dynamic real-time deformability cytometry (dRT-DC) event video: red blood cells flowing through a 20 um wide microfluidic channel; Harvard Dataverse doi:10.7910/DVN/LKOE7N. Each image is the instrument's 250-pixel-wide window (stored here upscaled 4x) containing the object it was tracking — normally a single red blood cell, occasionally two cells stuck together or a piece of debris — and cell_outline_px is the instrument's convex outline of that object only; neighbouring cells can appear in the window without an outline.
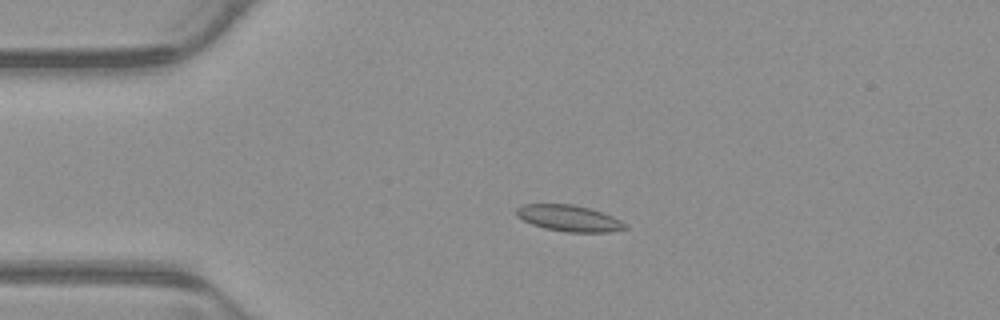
{"species": "common noctule bat (a hibernating species)", "species_latin": "Nyctalus noctula", "temperature_condition": "warm", "stored_images_in_passage": 53, "camera_frame_rate_fps": 3000, "um_per_image_px": 0.085, "animal": {"sex": "male", "body_mass_g": 23.1, "forearm_length_mm": 52.7}, "frame": {"image": 1, "passage_image": 12, "time_ms": 3.667, "image_size_px": [1000, 320], "cell_outline_px": [[628, 228], [608, 232], [568, 232], [544, 228], [532, 224], [516, 216], [516, 208], [524, 204], [572, 204], [588, 208], [612, 216], [628, 224]], "centroid_in_image_um": [48.37, 18.55], "position_along_channel_um": 36.6, "area_um2": 16.53}}
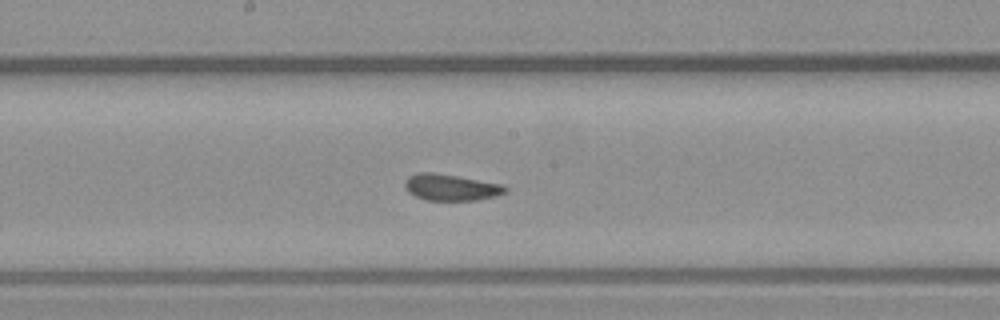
{"frame": {"image": 2, "passage_image": 28, "time_ms": 9.0, "image_size_px": [1000, 320], "cell_outline_px": [[508, 188], [504, 192], [496, 196], [476, 200], [428, 200], [416, 196], [408, 192], [404, 184], [404, 180], [408, 176], [416, 172], [432, 172], [504, 184]], "centroid_in_image_um": [38.31, 15.91], "position_along_channel_um": 209.9, "area_um2": 15.43}}
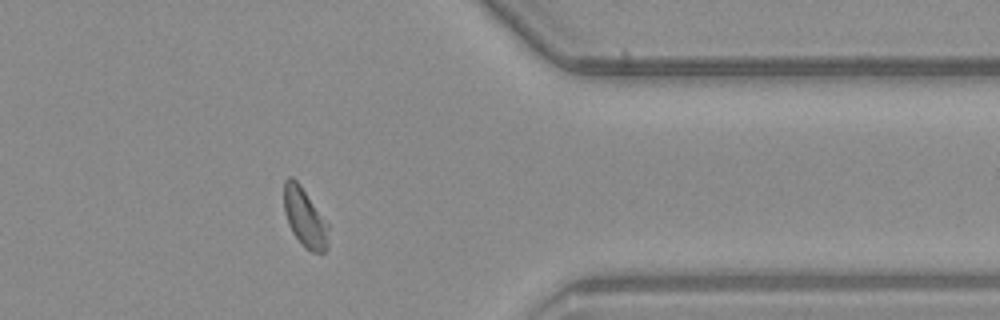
{"frame": {"image": 3, "passage_image": 43, "time_ms": 14.0, "image_size_px": [1000, 320], "cell_outline_px": [[328, 248], [324, 252], [312, 252], [304, 248], [300, 244], [292, 232], [288, 224], [284, 212], [284, 180], [288, 176], [292, 176], [300, 184], [328, 224]], "centroid_in_image_um": [25.89, 18.51], "position_along_channel_um": 385.5, "area_um2": 15.37}, "authors_computed_cell_mechanics": {"area_um2": 15.7794, "velocity_mm_per_s": 3.8529, "shape_relaxation_time_tau1_ms": 5.6428, "shape_relaxation_time_tau2_ms": 1.9636, "deformation_change_tau1": 0.1164, "deformation_change_tau2": 0.0615}}